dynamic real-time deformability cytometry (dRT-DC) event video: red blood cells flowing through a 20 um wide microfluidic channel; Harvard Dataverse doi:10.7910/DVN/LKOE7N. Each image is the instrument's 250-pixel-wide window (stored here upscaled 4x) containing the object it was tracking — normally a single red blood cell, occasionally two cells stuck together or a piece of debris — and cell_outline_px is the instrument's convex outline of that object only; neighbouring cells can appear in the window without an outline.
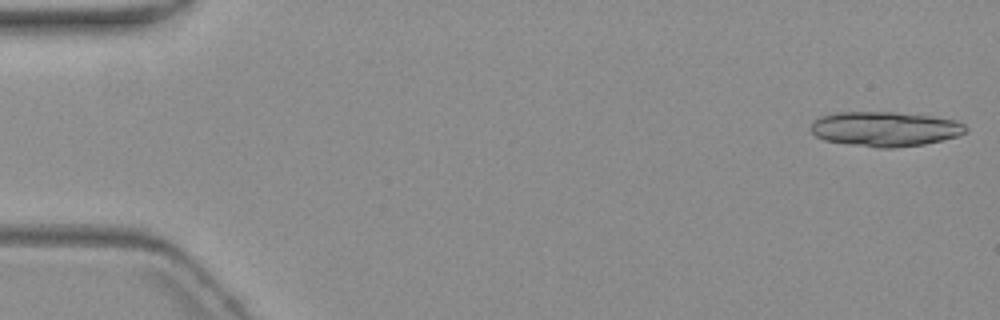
{"species": "common noctule bat (a hibernating species)", "species_latin": "Nyctalus noctula", "temperature_condition": "warm", "stored_images_in_passage": 7, "camera_frame_rate_fps": 3000, "um_per_image_px": 0.085, "animal": {"sex": "female", "body_mass_g": 19.3, "forearm_length_mm": 54.1}, "frame": {"image": 1, "passage_image": 1, "time_ms": 0.0, "image_size_px": [1000, 320], "cell_outline_px": [[968, 128], [960, 136], [924, 144], [892, 148], [880, 148], [824, 140], [816, 136], [808, 128], [812, 120], [820, 116], [836, 112], [896, 112], [928, 116], [956, 120], [964, 124]], "centroid_in_image_um": [75.2, 10.95], "position_along_channel_um": 9.8, "area_um2": 31.44}}
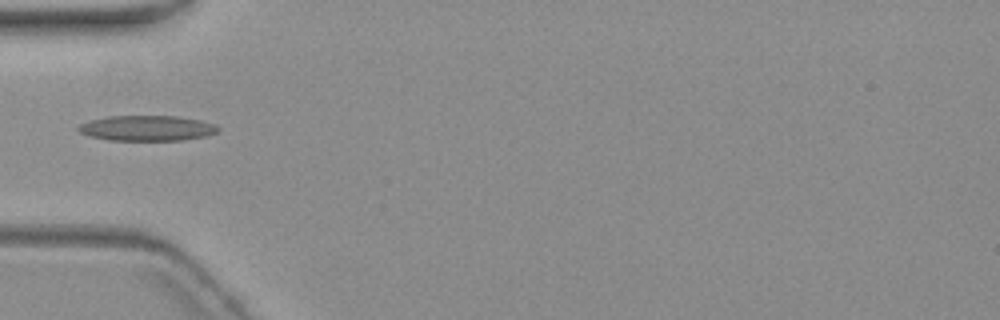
{"frame": {"image": 2, "passage_image": 6, "time_ms": 6.0, "image_size_px": [1000, 320], "cell_outline_px": [[220, 132], [204, 136], [180, 140], [108, 140], [92, 136], [80, 132], [76, 128], [80, 124], [92, 120], [108, 116], [176, 116], [200, 120], [216, 124], [220, 128]], "centroid_in_image_um": [12.54, 10.89], "position_along_channel_um": 72.5, "area_um2": 20.52}}
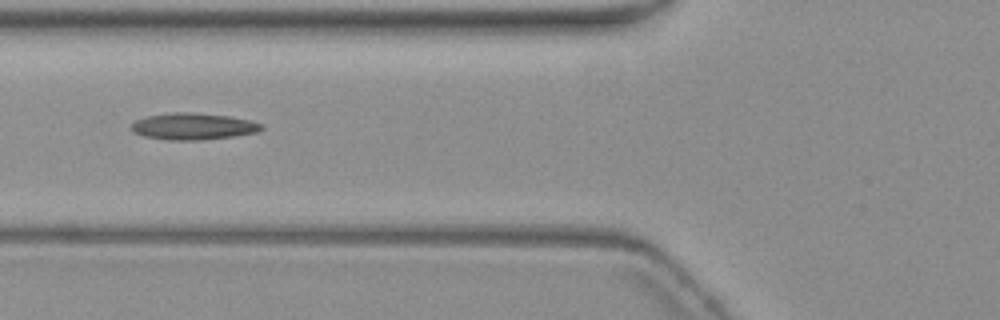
{"frame": {"image": 3, "passage_image": 7, "time_ms": 7.0, "image_size_px": [1000, 320], "cell_outline_px": [[264, 128], [256, 132], [232, 136], [200, 140], [168, 140], [144, 136], [132, 132], [132, 124], [136, 120], [148, 116], [172, 112], [192, 112], [228, 116], [248, 120], [260, 124]], "centroid_in_image_um": [16.38, 10.74], "position_along_channel_um": 109.4, "area_um2": 19.94}}